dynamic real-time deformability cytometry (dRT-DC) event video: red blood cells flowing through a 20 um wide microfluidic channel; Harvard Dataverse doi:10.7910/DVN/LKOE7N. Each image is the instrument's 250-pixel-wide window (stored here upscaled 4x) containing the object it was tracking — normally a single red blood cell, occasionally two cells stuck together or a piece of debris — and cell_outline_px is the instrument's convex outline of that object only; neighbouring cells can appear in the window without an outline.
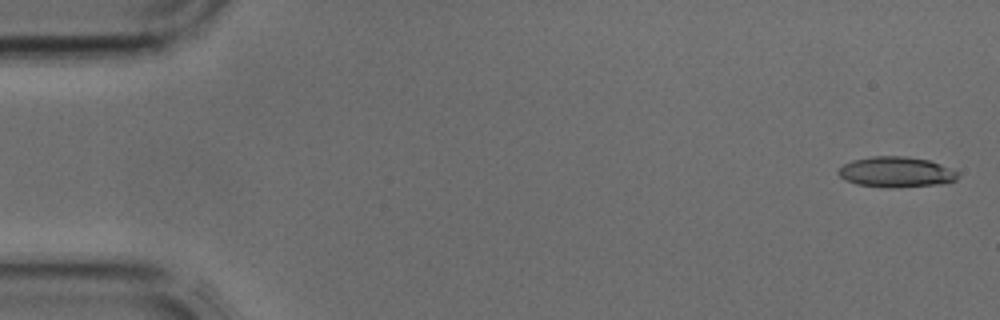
{"species": "common noctule bat (a hibernating species)", "species_latin": "Nyctalus noctula", "temperature_condition": "cold", "stored_images_in_passage": 11, "camera_frame_rate_fps": 3000, "um_per_image_px": 0.085, "animal": {"sex": "male", "body_mass_g": 17.9, "forearm_length_mm": 54.2}, "frame": {"image": 1, "passage_image": 1, "time_ms": 0.0, "image_size_px": [1000, 320], "cell_outline_px": [[960, 172], [956, 180], [936, 184], [892, 188], [856, 184], [840, 176], [836, 172], [844, 164], [852, 160], [872, 156], [904, 156], [928, 160], [940, 164]], "centroid_in_image_um": [76.17, 14.61], "position_along_channel_um": 8.8, "area_um2": 21.04}}
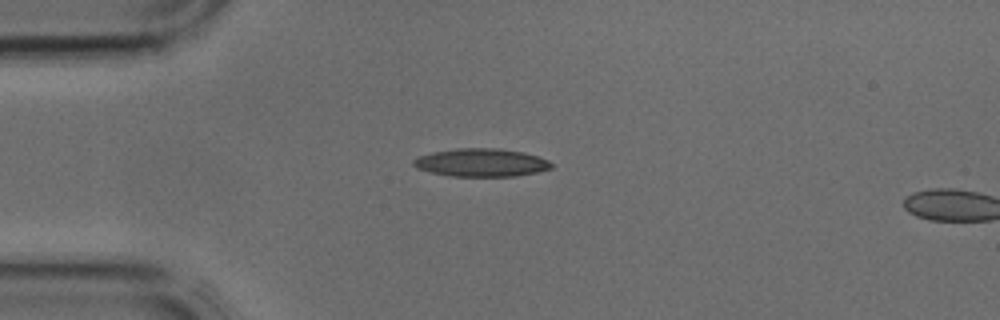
{"frame": {"image": 2, "passage_image": 10, "time_ms": 3.0, "image_size_px": [1000, 320], "cell_outline_px": [[552, 168], [536, 172], [516, 176], [452, 176], [432, 172], [416, 168], [412, 164], [412, 160], [420, 156], [432, 152], [456, 148], [496, 148], [524, 152], [548, 160], [552, 164]], "centroid_in_image_um": [40.89, 13.81], "position_along_channel_um": 44.1, "area_um2": 22.43}}